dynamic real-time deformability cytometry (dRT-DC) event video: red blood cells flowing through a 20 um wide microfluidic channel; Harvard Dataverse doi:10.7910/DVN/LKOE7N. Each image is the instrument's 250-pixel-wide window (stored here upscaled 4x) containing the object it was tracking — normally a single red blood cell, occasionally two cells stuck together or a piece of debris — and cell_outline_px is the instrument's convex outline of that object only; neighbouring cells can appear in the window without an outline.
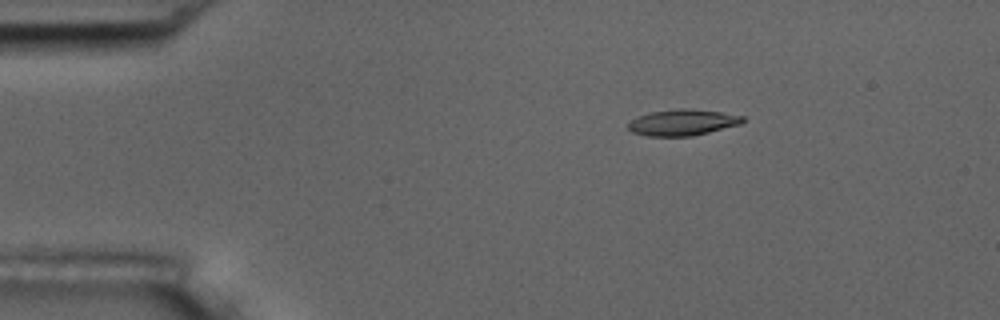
{"species": "common noctule bat (a hibernating species)", "species_latin": "Nyctalus noctula", "temperature_condition": "room temperature", "stored_images_in_passage": 4, "camera_frame_rate_fps": 3000, "um_per_image_px": 0.085, "animal": {"sex": "male", "body_mass_g": 17.5, "forearm_length_mm": 52.3}, "frame": {"image": 1, "passage_image": 4, "time_ms": 3.667, "image_size_px": [1000, 320], "cell_outline_px": [[744, 120], [740, 124], [692, 136], [648, 136], [632, 132], [628, 128], [628, 124], [632, 120], [640, 116], [652, 112], [680, 108], [692, 108], [720, 112], [744, 116]], "centroid_in_image_um": [58.03, 10.4], "position_along_channel_um": 27.0, "area_um2": 17.22}}